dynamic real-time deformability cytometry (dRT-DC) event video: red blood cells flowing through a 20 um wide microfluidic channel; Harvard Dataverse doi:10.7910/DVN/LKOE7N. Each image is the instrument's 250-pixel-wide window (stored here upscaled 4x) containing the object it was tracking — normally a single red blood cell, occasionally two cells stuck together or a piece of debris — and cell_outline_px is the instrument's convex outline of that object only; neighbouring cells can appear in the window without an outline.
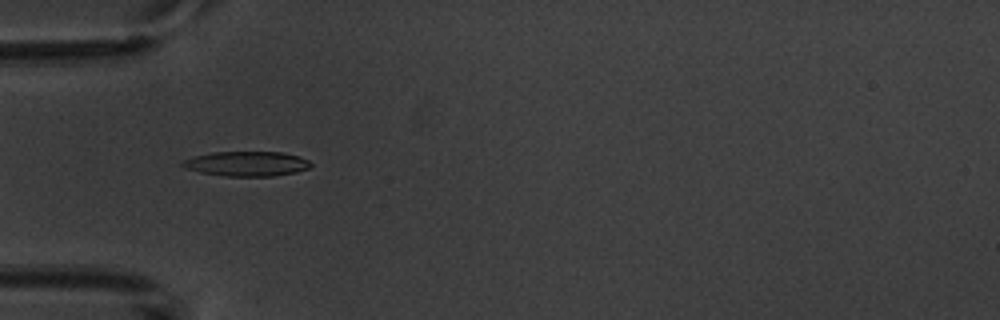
{"species": "common noctule bat (a hibernating species)", "species_latin": "Nyctalus noctula", "temperature_condition": "warm", "stored_images_in_passage": 2, "camera_frame_rate_fps": 3000, "um_per_image_px": 0.085, "animal": {"sex": "male", "body_mass_g": 20.1, "forearm_length_mm": 53.5}, "frame": {"image": 1, "passage_image": 1, "time_ms": 0.0, "image_size_px": [1000, 320], "cell_outline_px": [[312, 164], [308, 168], [296, 172], [272, 176], [224, 176], [200, 172], [184, 168], [180, 164], [184, 160], [192, 156], [212, 152], [284, 152], [300, 156], [308, 160]], "centroid_in_image_um": [20.95, 13.91], "position_along_channel_um": 64.0, "area_um2": 18.61}}